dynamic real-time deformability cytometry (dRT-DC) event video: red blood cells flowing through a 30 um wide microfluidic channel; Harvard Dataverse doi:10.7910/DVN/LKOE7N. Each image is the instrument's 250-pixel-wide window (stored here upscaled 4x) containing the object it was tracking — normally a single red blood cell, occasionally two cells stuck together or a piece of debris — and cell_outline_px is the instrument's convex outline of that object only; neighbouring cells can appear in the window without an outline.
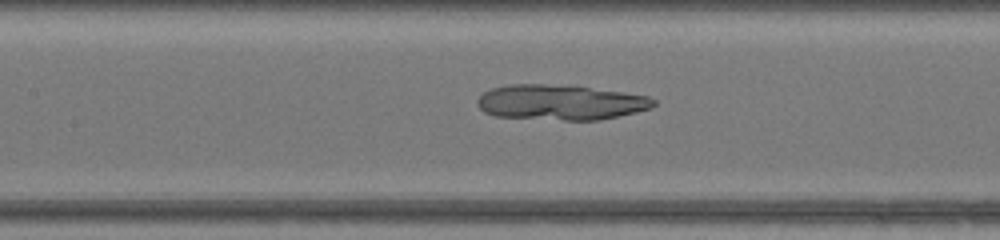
{"species": "common noctule bat (a hibernating species)", "species_latin": "Nyctalus noctula", "temperature_condition": "warm", "stored_images_in_passage": 47, "camera_frame_rate_fps": 3000, "um_per_image_px": 0.085, "animal": {"sex": "female", "body_mass_g": 17.0, "forearm_length_mm": 48.0}, "frame": {"image": 1, "passage_image": 22, "time_ms": 7.0, "image_size_px": [1000, 240], "cell_outline_px": [[656, 104], [652, 108], [636, 112], [596, 120], [564, 120], [496, 116], [484, 112], [476, 104], [476, 100], [484, 92], [492, 88], [512, 84], [544, 84], [588, 88], [620, 92], [648, 96], [656, 100]], "centroid_in_image_um": [47.62, 8.71], "position_along_channel_um": 159.8, "area_um2": 35.72}}
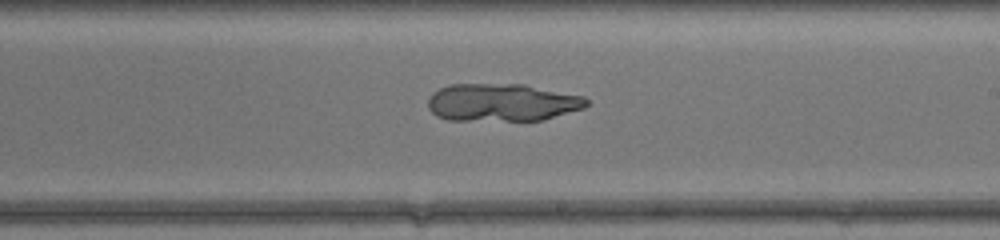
{"frame": {"image": 2, "passage_image": 28, "time_ms": 9.0, "image_size_px": [1000, 240], "cell_outline_px": [[588, 104], [584, 108], [544, 120], [448, 120], [436, 116], [428, 108], [428, 100], [432, 92], [448, 84], [524, 84], [584, 96], [588, 100]], "centroid_in_image_um": [42.67, 8.7], "position_along_channel_um": 246.3, "area_um2": 35.03}}
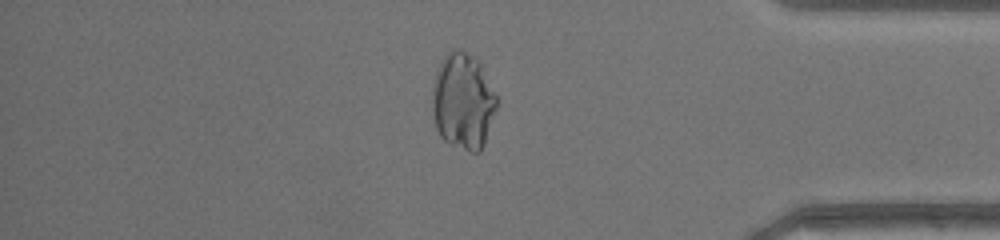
{"frame": {"image": 3, "passage_image": 40, "time_ms": 13.0, "image_size_px": [1000, 240], "cell_outline_px": [[496, 108], [484, 144], [480, 152], [468, 152], [448, 144], [440, 136], [436, 128], [432, 112], [432, 88], [436, 72], [444, 56], [448, 52], [464, 52], [472, 56], [480, 64], [496, 96]], "centroid_in_image_um": [39.33, 8.68], "position_along_channel_um": 395.9, "area_um2": 35.72}}